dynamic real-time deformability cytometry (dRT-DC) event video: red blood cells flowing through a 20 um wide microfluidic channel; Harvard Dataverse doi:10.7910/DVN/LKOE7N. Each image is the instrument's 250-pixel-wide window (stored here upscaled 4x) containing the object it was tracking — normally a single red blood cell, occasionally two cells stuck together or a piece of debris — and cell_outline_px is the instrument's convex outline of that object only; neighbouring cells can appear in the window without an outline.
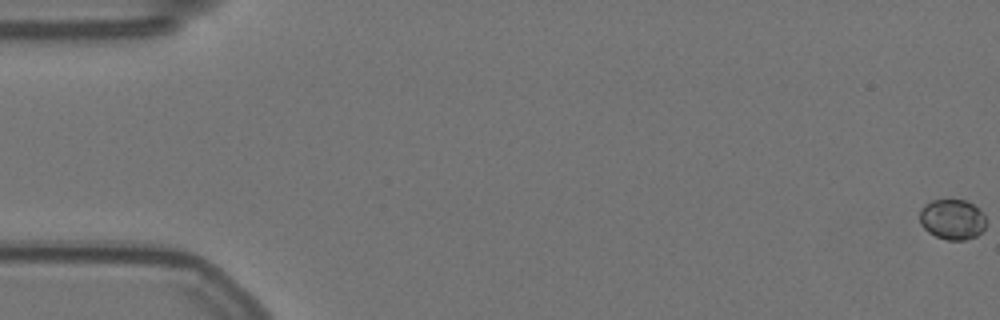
{"species": "Egyptian fruit bat (a non-hibernating species)", "species_latin": "Rousettus aegyptiacus", "temperature_condition": "warm", "stored_images_in_passage": 16, "camera_frame_rate_fps": 3000, "um_per_image_px": 0.085, "animal": {"sex": "female"}, "frame": {"image": 1, "passage_image": 1, "time_ms": 0.0, "image_size_px": [1000, 320], "cell_outline_px": [[984, 228], [976, 236], [964, 240], [948, 240], [936, 236], [928, 232], [920, 224], [920, 208], [924, 204], [932, 200], [948, 196], [964, 200], [980, 208], [984, 216]], "centroid_in_image_um": [80.91, 18.59], "position_along_channel_um": 4.1, "area_um2": 16.01}}
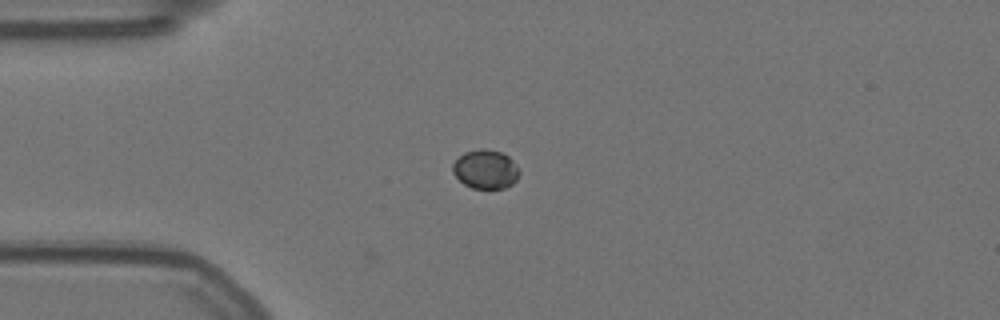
{"frame": {"image": 2, "passage_image": 16, "time_ms": 5.0, "image_size_px": [1000, 320], "cell_outline_px": [[520, 172], [516, 180], [512, 184], [504, 188], [472, 188], [464, 184], [452, 172], [452, 164], [464, 152], [480, 148], [484, 148], [500, 152], [508, 156], [512, 160]], "centroid_in_image_um": [41.26, 14.38], "position_along_channel_um": 43.7, "area_um2": 15.03}}